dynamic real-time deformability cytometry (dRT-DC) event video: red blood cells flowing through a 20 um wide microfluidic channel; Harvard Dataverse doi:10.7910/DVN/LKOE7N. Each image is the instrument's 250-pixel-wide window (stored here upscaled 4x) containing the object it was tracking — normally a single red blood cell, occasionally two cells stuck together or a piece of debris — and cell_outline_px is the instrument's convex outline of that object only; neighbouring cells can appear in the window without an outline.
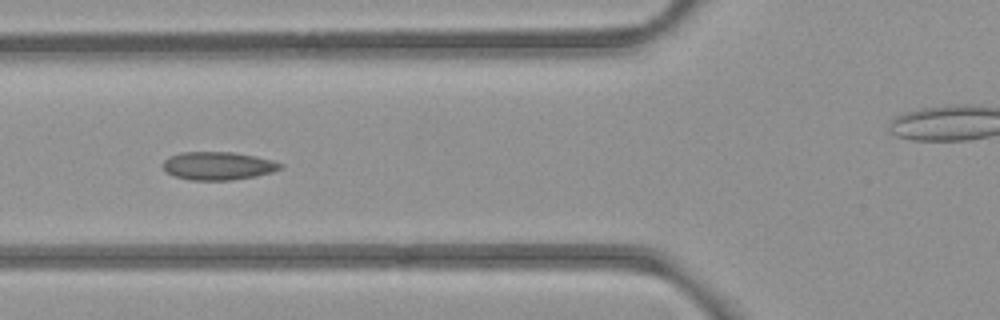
{"species": "common noctule bat (a hibernating species)", "species_latin": "Nyctalus noctula", "temperature_condition": "room temperature", "stored_images_in_passage": 5, "camera_frame_rate_fps": 3000, "um_per_image_px": 0.085, "animal": {"sex": "female", "body_mass_g": 21.9}, "frame": {"image": 1, "passage_image": 2, "time_ms": 1.0, "image_size_px": [1000, 320], "cell_outline_px": [[284, 164], [280, 168], [272, 172], [256, 176], [232, 180], [188, 180], [172, 176], [164, 172], [164, 160], [168, 156], [180, 152], [232, 152], [272, 160]], "centroid_in_image_um": [18.48, 14.1], "position_along_channel_um": 107.3, "area_um2": 19.31}}
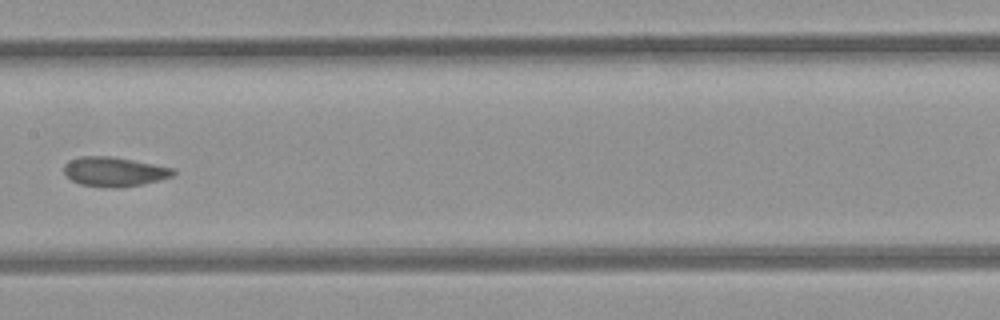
{"frame": {"image": 2, "passage_image": 4, "time_ms": 3.333, "image_size_px": [1000, 320], "cell_outline_px": [[176, 172], [172, 176], [140, 184], [116, 188], [112, 188], [80, 184], [72, 180], [64, 172], [64, 164], [68, 160], [80, 156], [112, 156], [176, 168]], "centroid_in_image_um": [9.7, 14.57], "position_along_channel_um": 197.7, "area_um2": 18.67}}
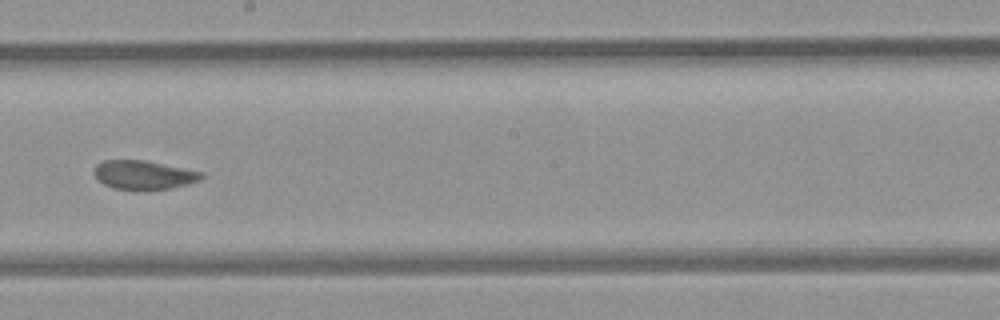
{"frame": {"image": 3, "passage_image": 5, "time_ms": 4.333, "image_size_px": [1000, 320], "cell_outline_px": [[204, 176], [200, 180], [188, 184], [172, 188], [136, 192], [112, 188], [104, 184], [92, 172], [96, 164], [104, 160], [144, 160], [204, 172]], "centroid_in_image_um": [12.21, 14.9], "position_along_channel_um": 236.0, "area_um2": 18.55}}